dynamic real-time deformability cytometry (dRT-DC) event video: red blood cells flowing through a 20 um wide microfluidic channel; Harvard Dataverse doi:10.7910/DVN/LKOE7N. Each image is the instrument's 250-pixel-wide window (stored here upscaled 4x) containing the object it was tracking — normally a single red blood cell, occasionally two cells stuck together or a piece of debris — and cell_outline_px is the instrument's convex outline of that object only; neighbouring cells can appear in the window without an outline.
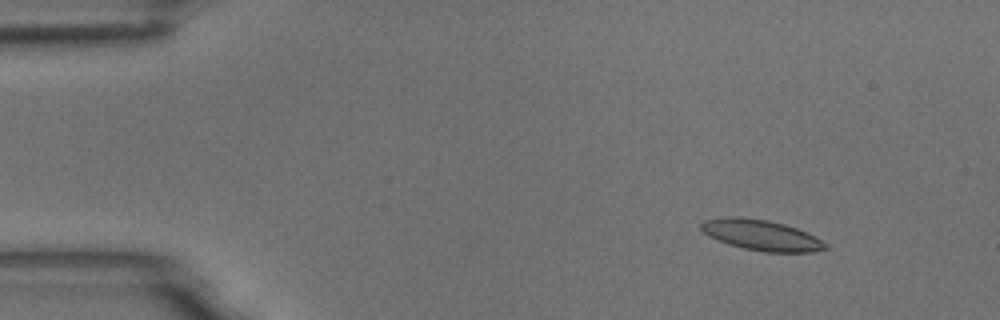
{"species": "common noctule bat (a hibernating species)", "species_latin": "Nyctalus noctula", "temperature_condition": "room temperature", "stored_images_in_passage": 55, "camera_frame_rate_fps": 3000, "um_per_image_px": 0.085, "animal": {"sex": "male", "body_mass_g": 18.8}, "frame": {"image": 1, "passage_image": 7, "time_ms": 2.0, "image_size_px": [1000, 320], "cell_outline_px": [[828, 248], [812, 252], [764, 252], [744, 248], [728, 244], [708, 236], [700, 228], [700, 224], [704, 220], [728, 216], [736, 216], [768, 220], [784, 224], [796, 228], [828, 244]], "centroid_in_image_um": [64.67, 19.98], "position_along_channel_um": 20.3, "area_um2": 22.02}}
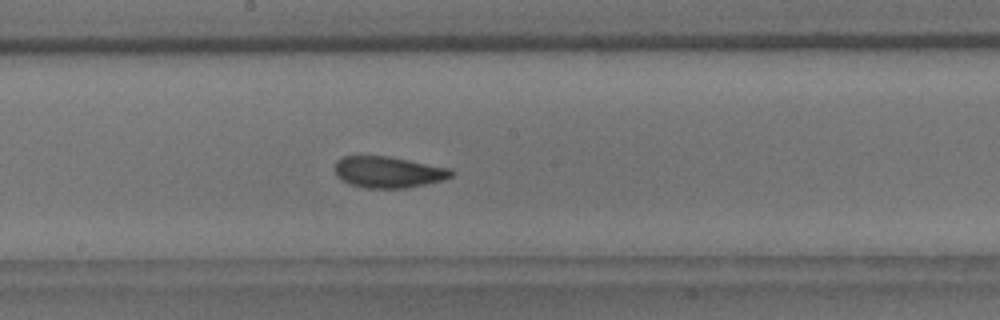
{"frame": {"image": 2, "passage_image": 30, "time_ms": 9.667, "image_size_px": [1000, 320], "cell_outline_px": [[456, 172], [452, 176], [444, 180], [408, 188], [364, 188], [348, 184], [336, 176], [336, 160], [344, 156], [388, 156], [452, 168]], "centroid_in_image_um": [33.04, 14.63], "position_along_channel_um": 215.2, "area_um2": 21.5}}
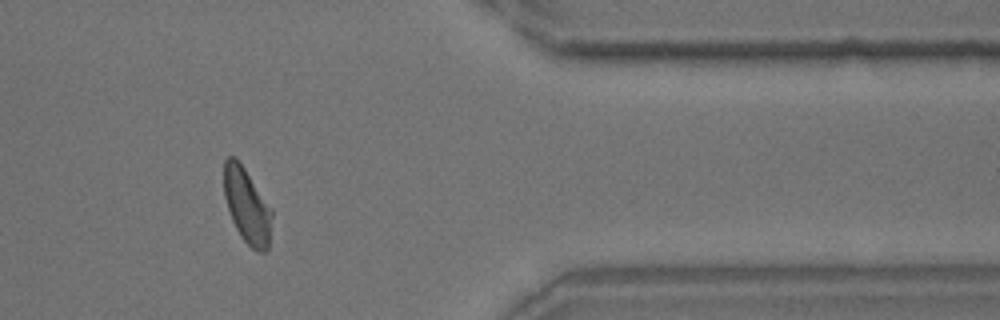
{"frame": {"image": 3, "passage_image": 46, "time_ms": 15.0, "image_size_px": [1000, 320], "cell_outline_px": [[272, 216], [268, 248], [264, 252], [256, 252], [240, 236], [232, 220], [224, 196], [224, 160], [228, 156], [236, 156], [272, 208]], "centroid_in_image_um": [20.99, 17.47], "position_along_channel_um": 390.4, "area_um2": 20.98}, "authors_computed_cell_mechanics": {"area_um2": 21.5016, "velocity_mm_per_s": 3.6849, "shape_relaxation_time_tau1_ms": 5.0988, "shape_relaxation_time_tau2_ms": 1.9449, "deformation_change_tau1": 0.1381, "deformation_change_tau2": 0.0784}}